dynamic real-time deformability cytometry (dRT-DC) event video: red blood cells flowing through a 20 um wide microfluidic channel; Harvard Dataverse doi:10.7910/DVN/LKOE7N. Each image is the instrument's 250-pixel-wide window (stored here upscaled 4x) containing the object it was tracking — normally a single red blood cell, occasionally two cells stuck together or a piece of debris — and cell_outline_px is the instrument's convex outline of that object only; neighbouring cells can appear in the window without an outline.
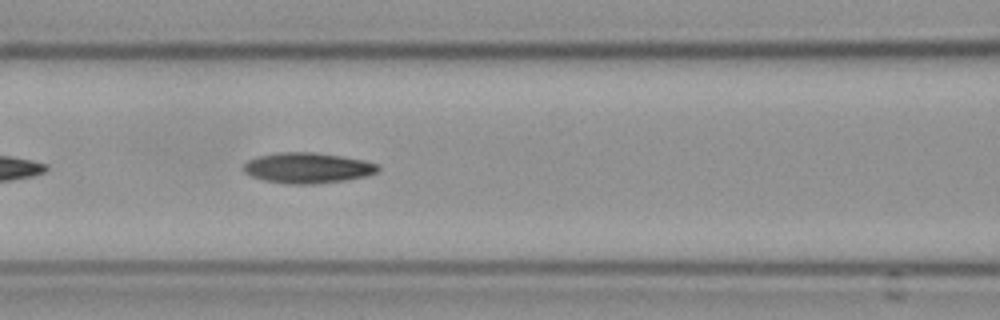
{"species": "Egyptian fruit bat (a non-hibernating species)", "species_latin": "Rousettus aegyptiacus", "temperature_condition": "cold", "stored_images_in_passage": 13, "camera_frame_rate_fps": 3000, "um_per_image_px": 0.085, "frame": {"image": 1, "passage_image": 8, "time_ms": 2.333, "image_size_px": [1000, 320], "cell_outline_px": [[380, 168], [376, 172], [368, 176], [344, 180], [312, 184], [288, 184], [264, 180], [252, 176], [244, 172], [244, 164], [248, 160], [260, 156], [280, 152], [312, 152], [340, 156], [364, 160], [376, 164]], "centroid_in_image_um": [26.15, 14.27], "position_along_channel_um": 140.5, "area_um2": 23.7}}